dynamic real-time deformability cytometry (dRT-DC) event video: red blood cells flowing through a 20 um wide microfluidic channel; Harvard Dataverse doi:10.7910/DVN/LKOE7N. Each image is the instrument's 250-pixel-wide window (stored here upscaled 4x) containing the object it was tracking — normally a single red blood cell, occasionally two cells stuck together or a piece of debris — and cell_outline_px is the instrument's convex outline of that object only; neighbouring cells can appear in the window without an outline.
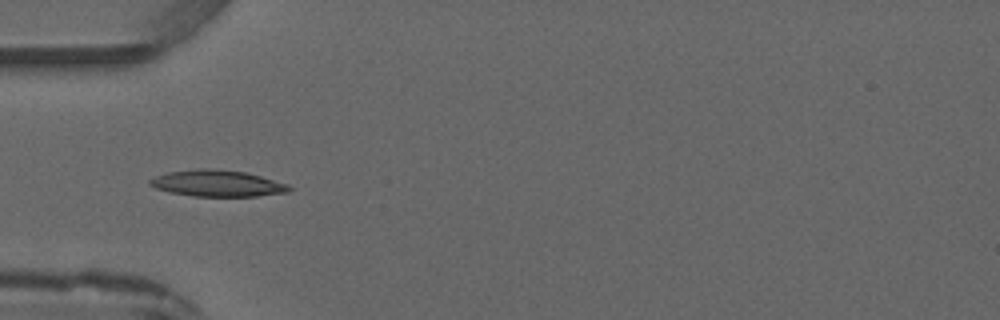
{"species": "common noctule bat (a hibernating species)", "species_latin": "Nyctalus noctula", "temperature_condition": "warm", "stored_images_in_passage": 4, "camera_frame_rate_fps": 3000, "um_per_image_px": 0.085, "animal": {"sex": "male", "forearm_length_mm": 52.5}, "frame": {"image": 1, "passage_image": 4, "time_ms": 4.333, "image_size_px": [1000, 320], "cell_outline_px": [[292, 188], [288, 192], [256, 196], [192, 196], [172, 192], [156, 188], [148, 184], [148, 180], [156, 176], [168, 172], [200, 168], [212, 168], [244, 172], [260, 176], [288, 184]], "centroid_in_image_um": [18.46, 15.58], "position_along_channel_um": 66.5, "area_um2": 21.27}}